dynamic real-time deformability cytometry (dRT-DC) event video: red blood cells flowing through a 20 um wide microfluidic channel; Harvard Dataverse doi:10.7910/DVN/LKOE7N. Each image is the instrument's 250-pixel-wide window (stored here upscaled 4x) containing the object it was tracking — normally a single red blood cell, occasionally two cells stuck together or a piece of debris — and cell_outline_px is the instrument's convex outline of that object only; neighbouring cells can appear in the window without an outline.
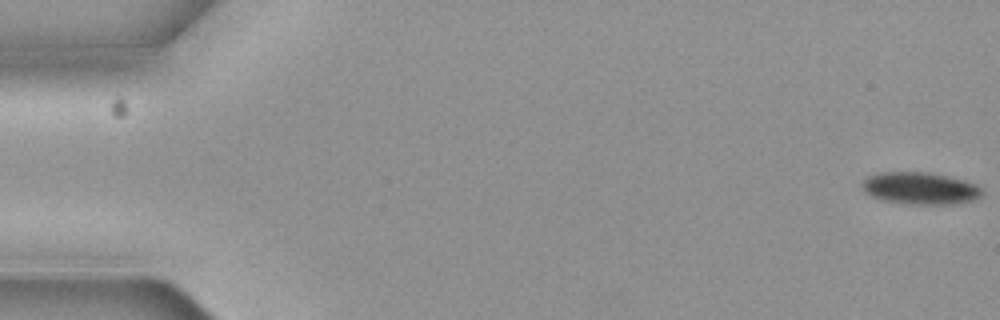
{"species": "common noctule bat (a hibernating species)", "species_latin": "Nyctalus noctula", "temperature_condition": "cold", "stored_images_in_passage": 15, "camera_frame_rate_fps": 3000, "um_per_image_px": 0.085, "animal": {"sex": "female", "body_mass_g": 19.3, "forearm_length_mm": 54.1}, "frame": {"image": 1, "passage_image": 1, "time_ms": 0.0, "image_size_px": [1000, 320], "cell_outline_px": [[980, 196], [972, 200], [952, 204], [908, 204], [880, 200], [864, 192], [860, 184], [868, 176], [880, 172], [924, 172], [948, 176], [964, 180], [976, 184], [980, 188]], "centroid_in_image_um": [78.15, 16.0], "position_along_channel_um": 6.8, "area_um2": 22.37}}
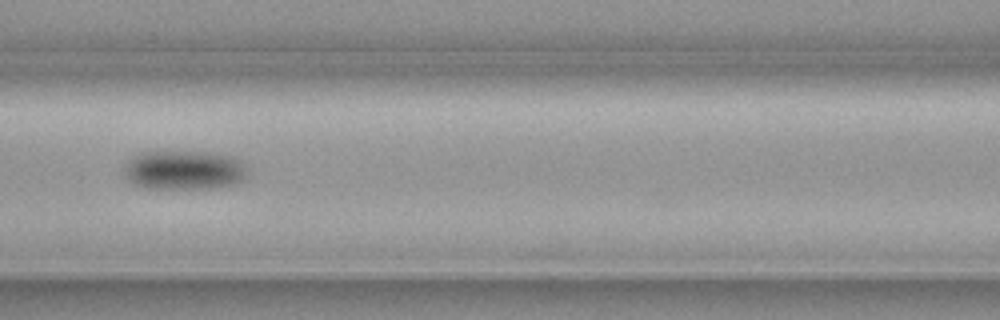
{"frame": {"image": 2, "passage_image": 7, "time_ms": 2.0, "image_size_px": [1000, 320], "cell_outline_px": [[248, 176], [232, 184], [212, 188], [148, 188], [132, 184], [124, 176], [124, 172], [128, 160], [140, 152], [208, 152], [232, 156], [240, 160], [248, 168]], "centroid_in_image_um": [15.65, 14.45], "position_along_channel_um": 150.9, "area_um2": 28.21}}
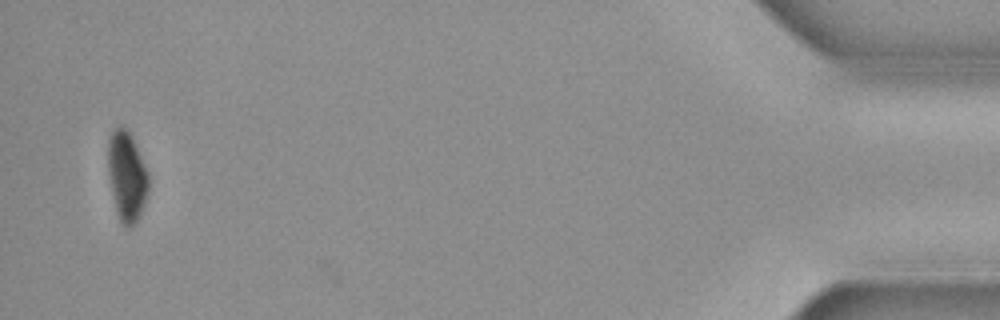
{"frame": {"image": 3, "passage_image": 15, "time_ms": 4.667, "image_size_px": [1000, 320], "cell_outline_px": [[148, 192], [140, 216], [136, 224], [132, 228], [128, 228], [120, 224], [112, 192], [108, 168], [108, 140], [112, 128], [120, 124], [128, 128], [132, 136], [148, 176]], "centroid_in_image_um": [10.76, 14.97], "position_along_channel_um": 424.4, "area_um2": 21.27}}